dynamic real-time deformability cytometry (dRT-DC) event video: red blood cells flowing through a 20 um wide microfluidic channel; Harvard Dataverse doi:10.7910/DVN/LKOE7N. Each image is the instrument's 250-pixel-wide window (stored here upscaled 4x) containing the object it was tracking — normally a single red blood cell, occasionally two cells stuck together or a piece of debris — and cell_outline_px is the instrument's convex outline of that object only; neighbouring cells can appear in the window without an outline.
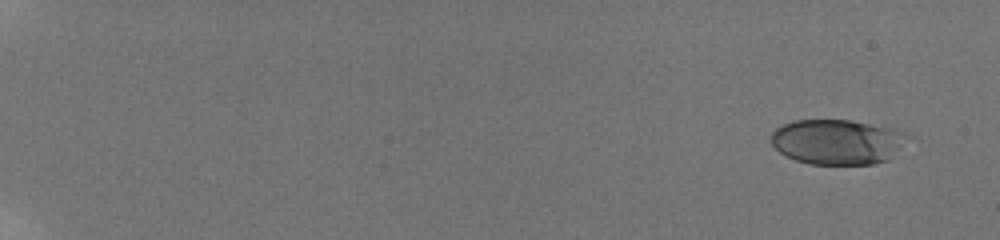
{"species": "human", "species_latin": "Homo sapiens", "temperature_condition": "room temperature", "stored_images_in_passage": 69, "camera_frame_rate_fps": 3000, "um_per_image_px": 0.085, "donor": {"sex": "male"}, "frame": {"image": 1, "passage_image": 1, "time_ms": 0.0, "image_size_px": [1000, 240], "cell_outline_px": [[892, 148], [888, 160], [872, 164], [808, 164], [796, 160], [780, 152], [772, 144], [772, 132], [776, 128], [784, 124], [796, 120], [852, 120], [884, 128], [892, 132]], "centroid_in_image_um": [70.83, 12.07], "position_along_channel_um": 14.2, "area_um2": 33.29}}
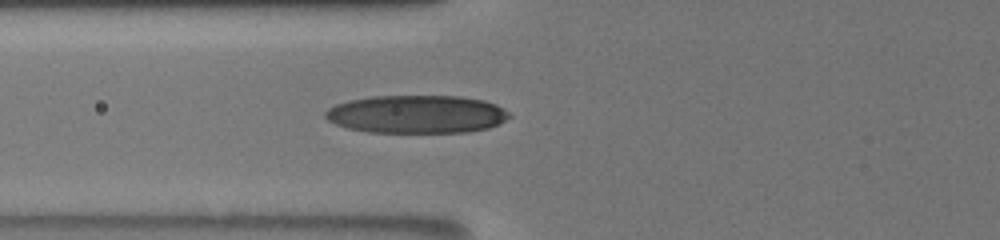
{"frame": {"image": 2, "passage_image": 40, "time_ms": 7.667, "image_size_px": [1000, 240], "cell_outline_px": [[512, 116], [500, 124], [488, 128], [468, 132], [368, 132], [348, 128], [336, 124], [328, 120], [324, 116], [324, 112], [328, 108], [336, 104], [352, 100], [372, 96], [460, 96], [484, 100], [496, 104], [504, 108]], "centroid_in_image_um": [35.45, 9.71], "position_along_channel_um": 90.3, "area_um2": 40.92}}
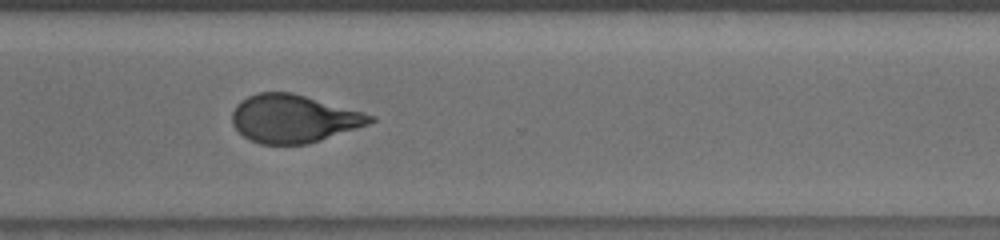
{"frame": {"image": 3, "passage_image": 68, "time_ms": 14.333, "image_size_px": [1000, 240], "cell_outline_px": [[376, 120], [368, 124], [308, 144], [260, 144], [244, 136], [232, 124], [232, 112], [236, 104], [240, 100], [248, 96], [260, 92], [292, 92], [376, 116]], "centroid_in_image_um": [24.93, 10.08], "position_along_channel_um": 345.7, "area_um2": 38.26}}